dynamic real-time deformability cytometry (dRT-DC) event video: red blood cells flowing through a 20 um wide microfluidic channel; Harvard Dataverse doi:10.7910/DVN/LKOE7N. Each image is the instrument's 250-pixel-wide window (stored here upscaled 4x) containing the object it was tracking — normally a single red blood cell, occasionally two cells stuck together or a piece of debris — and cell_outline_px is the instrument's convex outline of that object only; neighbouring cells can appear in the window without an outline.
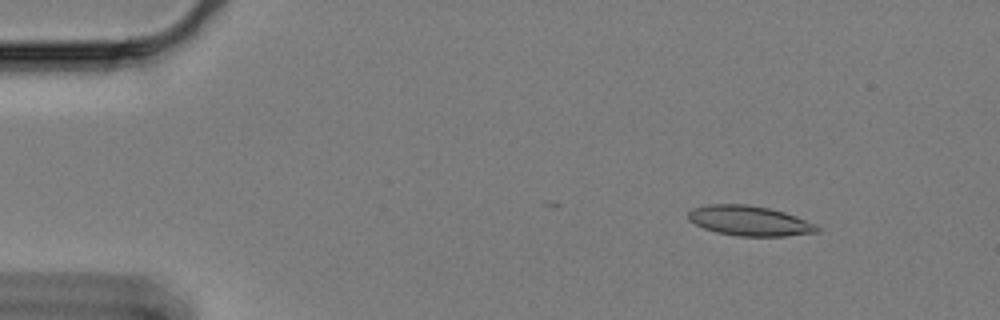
{"species": "Egyptian fruit bat (a non-hibernating species)", "species_latin": "Rousettus aegyptiacus", "temperature_condition": "cold", "stored_images_in_passage": 49, "camera_frame_rate_fps": 3000, "um_per_image_px": 0.085, "animal": {"sex": "female"}, "frame": {"image": 1, "passage_image": 8, "time_ms": 2.333, "image_size_px": [1000, 320], "cell_outline_px": [[820, 232], [784, 236], [736, 236], [716, 232], [704, 228], [688, 220], [688, 212], [692, 208], [708, 204], [744, 204], [768, 208], [784, 212], [796, 216], [816, 224], [820, 228]], "centroid_in_image_um": [63.7, 18.77], "position_along_channel_um": 21.3, "area_um2": 22.54}}
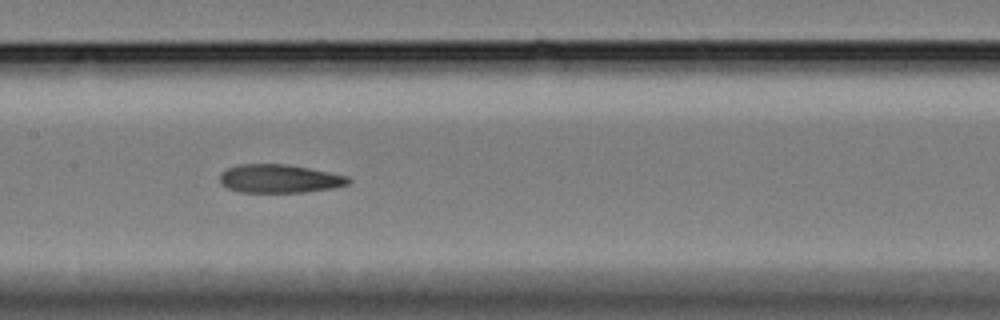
{"frame": {"image": 2, "passage_image": 30, "time_ms": 9.667, "image_size_px": [1000, 320], "cell_outline_px": [[352, 180], [348, 184], [332, 188], [304, 192], [240, 192], [228, 188], [220, 180], [220, 176], [228, 168], [240, 164], [288, 164], [348, 176]], "centroid_in_image_um": [23.79, 15.18], "position_along_channel_um": 183.6, "area_um2": 21.04}}
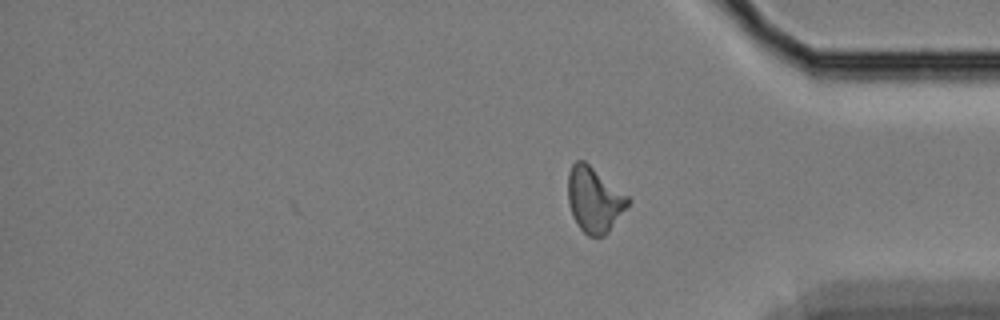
{"frame": {"image": 3, "passage_image": 49, "time_ms": 16.0, "image_size_px": [1000, 320], "cell_outline_px": [[632, 200], [608, 232], [604, 236], [588, 236], [580, 228], [572, 216], [568, 204], [568, 172], [572, 164], [576, 160], [584, 160], [628, 196]], "centroid_in_image_um": [50.49, 16.97], "position_along_channel_um": 384.7, "area_um2": 22.72}, "authors_computed_cell_mechanics": {"area_um2": 21.9062, "velocity_mm_per_s": 3.345, "shape_relaxation_time_tau1_ms": null, "shape_relaxation_time_tau2_ms": 3.2323, "deformation_change_tau1": null, "deformation_change_tau2": 0.1025}}